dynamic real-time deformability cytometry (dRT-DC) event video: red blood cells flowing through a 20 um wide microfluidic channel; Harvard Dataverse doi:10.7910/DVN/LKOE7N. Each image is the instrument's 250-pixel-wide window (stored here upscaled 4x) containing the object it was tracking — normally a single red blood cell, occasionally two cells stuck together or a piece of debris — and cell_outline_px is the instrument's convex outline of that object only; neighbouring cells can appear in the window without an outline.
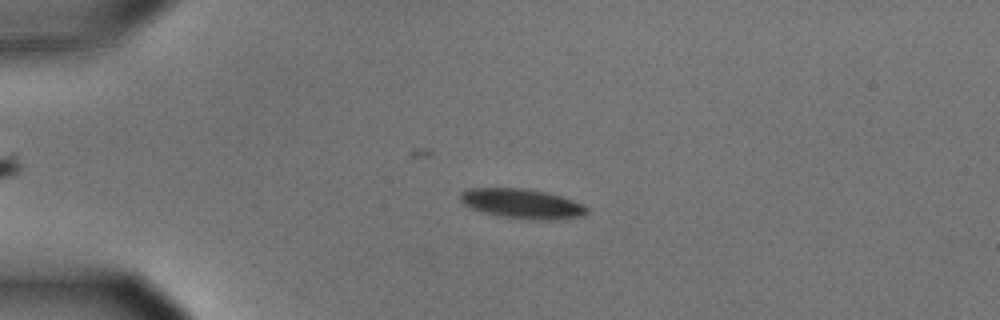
{"species": "common noctule bat (a hibernating species)", "species_latin": "Nyctalus noctula", "temperature_condition": "cold", "stored_images_in_passage": 37, "camera_frame_rate_fps": 3000, "um_per_image_px": 0.085, "animal": {"sex": "male", "body_mass_g": 15.6}, "frame": {"image": 1, "passage_image": 10, "time_ms": 3.0, "image_size_px": [1000, 320], "cell_outline_px": [[588, 212], [584, 216], [548, 220], [500, 216], [484, 212], [472, 208], [464, 204], [460, 200], [460, 192], [468, 188], [524, 188], [544, 192], [560, 196], [584, 204], [588, 208]], "centroid_in_image_um": [44.38, 17.3], "position_along_channel_um": 40.6, "area_um2": 21.62}}
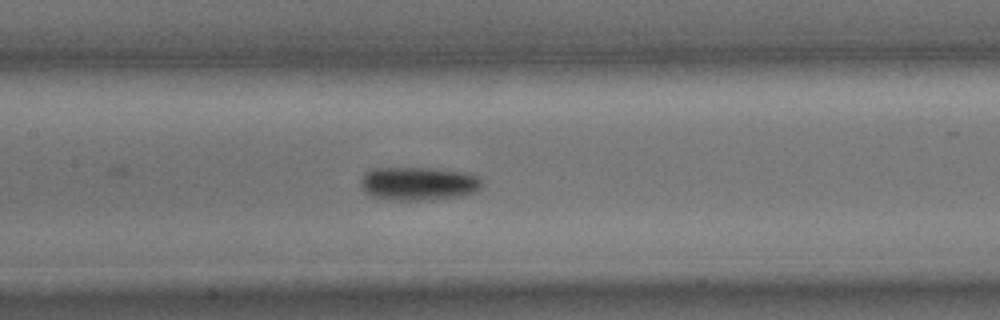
{"frame": {"image": 2, "passage_image": 24, "time_ms": 7.667, "image_size_px": [1000, 320], "cell_outline_px": [[480, 188], [476, 192], [464, 196], [432, 200], [392, 200], [372, 196], [364, 192], [360, 184], [360, 180], [364, 172], [376, 168], [432, 168], [464, 172], [480, 176]], "centroid_in_image_um": [35.57, 15.61], "position_along_channel_um": 171.8, "area_um2": 23.93}}
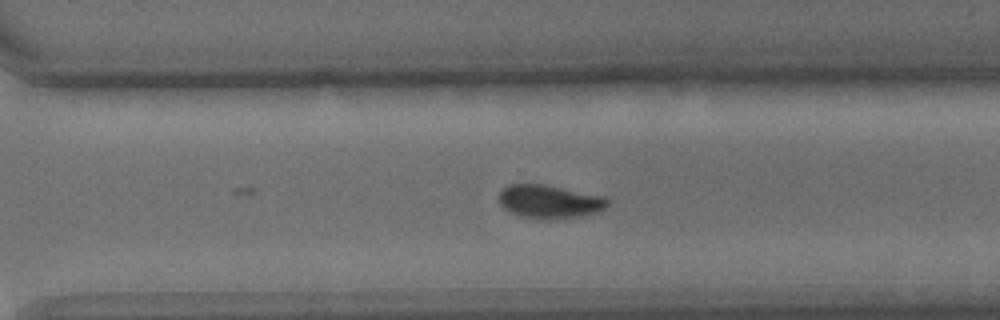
{"frame": {"image": 3, "passage_image": 37, "time_ms": 12.0, "image_size_px": [1000, 320], "cell_outline_px": [[608, 204], [600, 212], [580, 216], [540, 220], [536, 220], [520, 216], [504, 208], [500, 204], [500, 192], [508, 184], [544, 184], [604, 196], [608, 200]], "centroid_in_image_um": [46.71, 17.14], "position_along_channel_um": 323.9, "area_um2": 21.15}}